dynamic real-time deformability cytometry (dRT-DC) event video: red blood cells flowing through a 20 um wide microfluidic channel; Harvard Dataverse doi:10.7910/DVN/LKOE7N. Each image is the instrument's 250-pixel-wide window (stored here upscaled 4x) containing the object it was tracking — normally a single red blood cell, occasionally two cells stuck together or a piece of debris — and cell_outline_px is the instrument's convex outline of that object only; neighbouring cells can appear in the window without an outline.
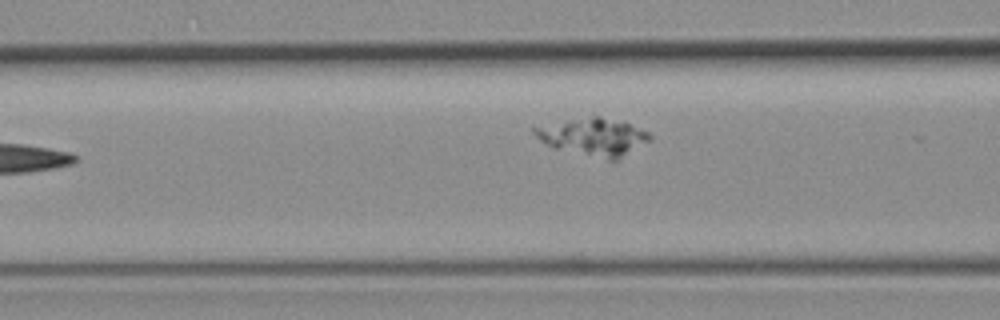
{"species": "common noctule bat (a hibernating species)", "species_latin": "Nyctalus noctula", "temperature_condition": "room temperature", "stored_images_in_passage": 8, "camera_frame_rate_fps": 3000, "um_per_image_px": 0.085, "animal": {"sex": "female", "body_mass_g": 19.3, "forearm_length_mm": 54.1}, "frame": {"image": 1, "passage_image": 4, "time_ms": 3.667, "image_size_px": [1000, 320], "cell_outline_px": [[652, 140], [616, 160], [608, 160], [552, 148], [540, 140], [532, 132], [532, 128], [568, 120], [592, 116], [600, 116], [624, 120], [648, 132], [652, 136]], "centroid_in_image_um": [50.49, 11.63], "position_along_channel_um": 116.1, "area_um2": 25.32}}
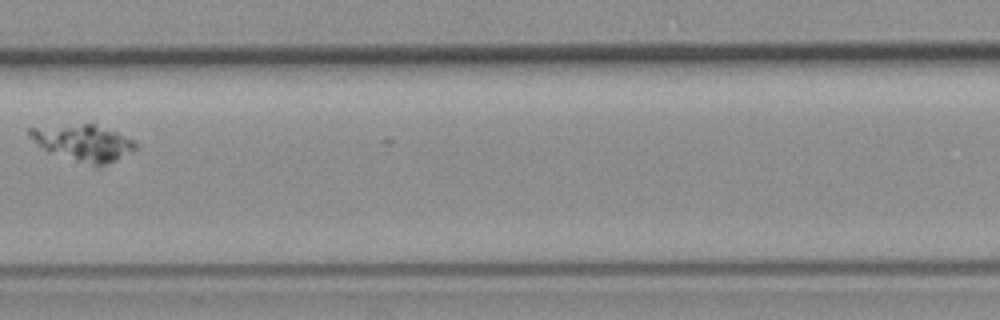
{"frame": {"image": 2, "passage_image": 6, "time_ms": 6.0, "image_size_px": [1000, 320], "cell_outline_px": [[136, 148], [116, 160], [100, 168], [92, 168], [48, 152], [28, 132], [28, 128], [84, 124], [92, 124], [116, 132], [136, 140]], "centroid_in_image_um": [7.15, 12.2], "position_along_channel_um": 200.3, "area_um2": 22.31}}
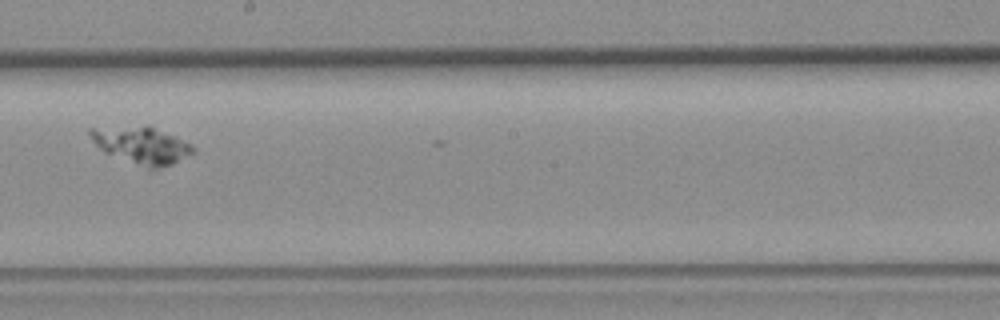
{"frame": {"image": 3, "passage_image": 7, "time_ms": 7.0, "image_size_px": [1000, 320], "cell_outline_px": [[196, 152], [172, 164], [160, 168], [148, 168], [104, 152], [88, 136], [88, 128], [152, 128], [176, 136], [192, 144], [196, 148]], "centroid_in_image_um": [12.08, 12.38], "position_along_channel_um": 236.1, "area_um2": 21.39}}